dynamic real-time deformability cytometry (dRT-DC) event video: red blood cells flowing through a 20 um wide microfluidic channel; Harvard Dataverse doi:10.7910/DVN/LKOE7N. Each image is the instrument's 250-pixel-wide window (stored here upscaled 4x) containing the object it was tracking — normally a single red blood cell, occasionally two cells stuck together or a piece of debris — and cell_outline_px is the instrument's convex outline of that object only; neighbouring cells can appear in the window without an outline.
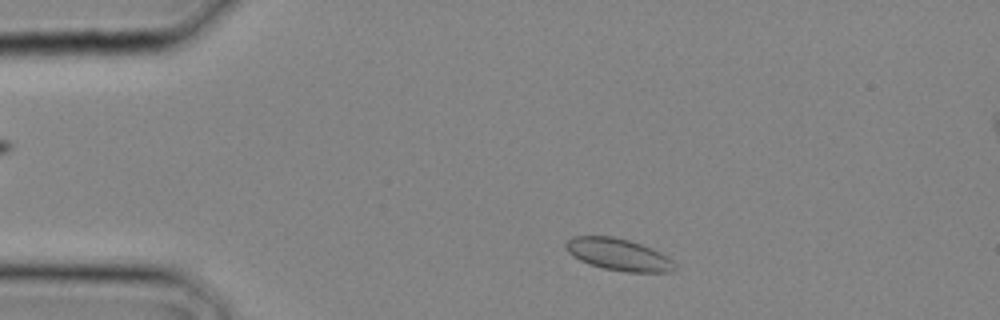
{"species": "common noctule bat (a hibernating species)", "species_latin": "Nyctalus noctula", "temperature_condition": "cold", "stored_images_in_passage": 16, "camera_frame_rate_fps": 3000, "um_per_image_px": 0.085, "animal": {"sex": "male", "body_mass_g": 20.4}, "frame": {"image": 1, "passage_image": 2, "time_ms": 0.333, "image_size_px": [1000, 320], "cell_outline_px": [[676, 268], [672, 272], [624, 272], [604, 268], [588, 264], [572, 256], [568, 252], [564, 244], [572, 236], [612, 236], [628, 240], [652, 248], [668, 256], [672, 260]], "centroid_in_image_um": [52.56, 21.64], "position_along_channel_um": 32.4, "area_um2": 20.35}}
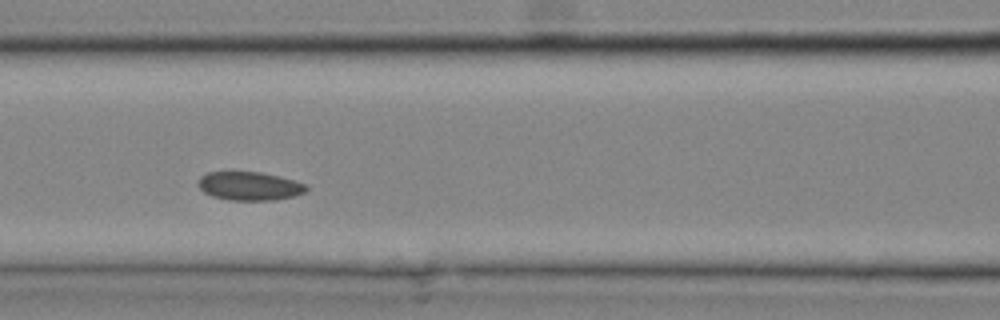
{"frame": {"image": 2, "passage_image": 9, "time_ms": 2.667, "image_size_px": [1000, 320], "cell_outline_px": [[308, 188], [304, 192], [292, 196], [276, 200], [232, 200], [212, 196], [204, 192], [200, 188], [200, 176], [208, 172], [260, 172], [280, 176], [296, 180], [308, 184]], "centroid_in_image_um": [21.26, 15.81], "position_along_channel_um": 145.3, "area_um2": 17.92}}
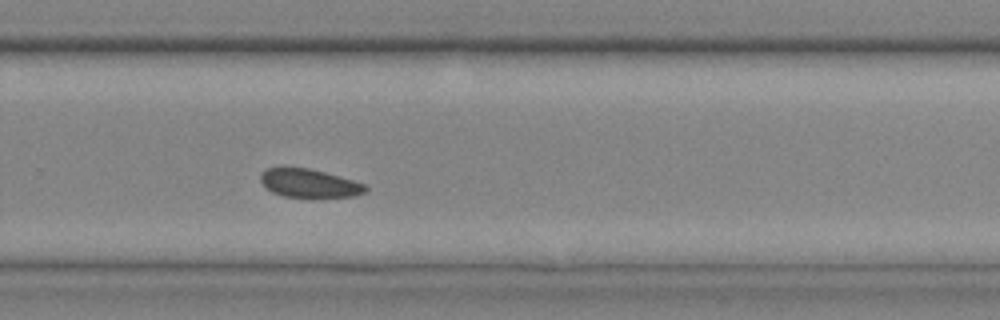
{"frame": {"image": 3, "passage_image": 16, "time_ms": 5.0, "image_size_px": [1000, 320], "cell_outline_px": [[368, 188], [364, 192], [356, 196], [284, 196], [272, 192], [260, 180], [260, 172], [268, 168], [284, 164], [308, 168], [324, 172], [352, 180], [364, 184]], "centroid_in_image_um": [26.2, 15.52], "position_along_channel_um": 303.6, "area_um2": 17.4}}